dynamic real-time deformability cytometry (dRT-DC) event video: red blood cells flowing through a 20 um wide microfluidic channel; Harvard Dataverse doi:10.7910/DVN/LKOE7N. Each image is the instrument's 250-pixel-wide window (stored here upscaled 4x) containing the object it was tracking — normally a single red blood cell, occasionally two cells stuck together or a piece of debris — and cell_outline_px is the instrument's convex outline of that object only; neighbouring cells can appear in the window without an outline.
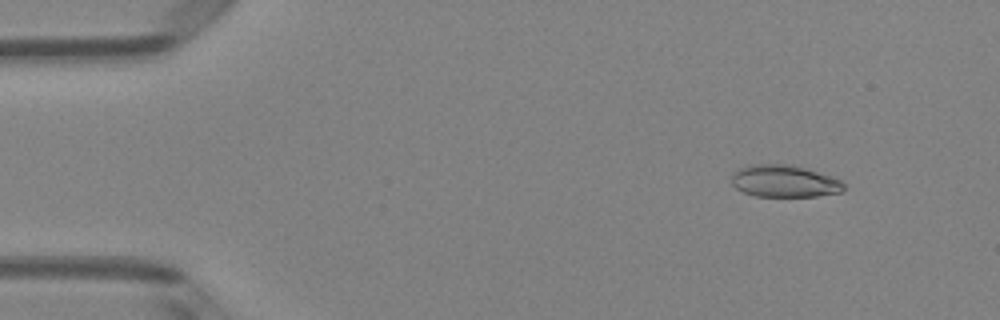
{"species": "Egyptian fruit bat (a non-hibernating species)", "species_latin": "Rousettus aegyptiacus", "temperature_condition": "room temperature", "stored_images_in_passage": 6, "camera_frame_rate_fps": 3000, "um_per_image_px": 0.085, "animal": {"sex": "female"}, "frame": {"image": 1, "passage_image": 2, "time_ms": 0.333, "image_size_px": [1000, 320], "cell_outline_px": [[844, 188], [840, 192], [816, 196], [756, 196], [744, 192], [736, 188], [732, 184], [732, 172], [748, 164], [792, 164], [832, 176], [840, 180], [844, 184]], "centroid_in_image_um": [66.65, 15.38], "position_along_channel_um": 18.4, "area_um2": 21.04}}
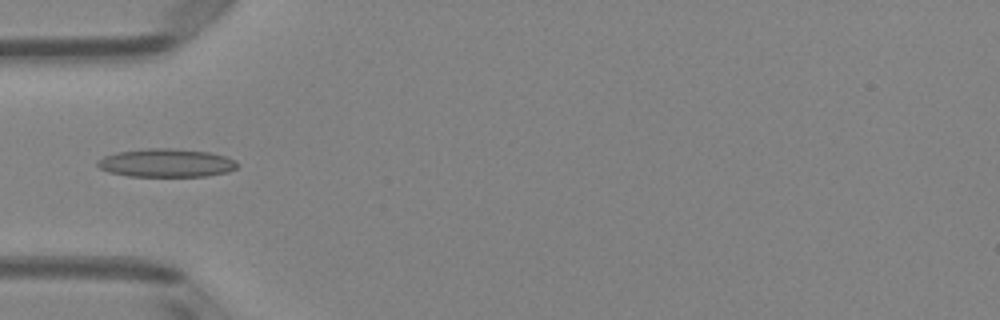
{"frame": {"image": 2, "passage_image": 5, "time_ms": 1.333, "image_size_px": [1000, 320], "cell_outline_px": [[236, 168], [228, 172], [204, 176], [128, 176], [108, 172], [100, 168], [96, 164], [104, 156], [116, 152], [148, 148], [172, 148], [208, 152], [224, 156], [236, 160]], "centroid_in_image_um": [14.12, 13.85], "position_along_channel_um": 70.9, "area_um2": 22.95}}
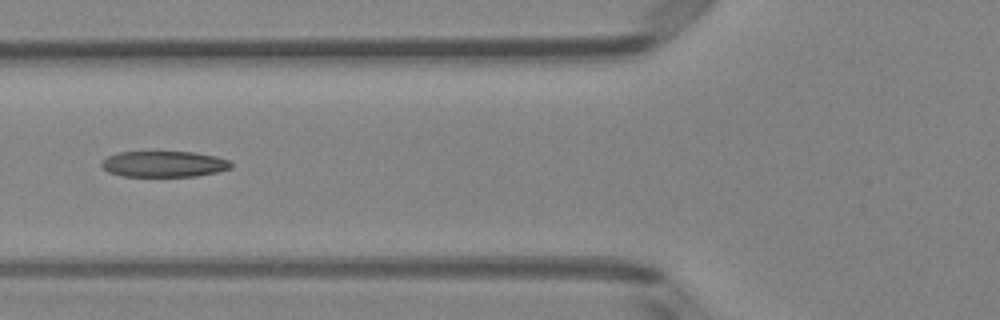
{"frame": {"image": 3, "passage_image": 6, "time_ms": 1.667, "image_size_px": [1000, 320], "cell_outline_px": [[232, 168], [220, 172], [196, 176], [120, 176], [108, 172], [100, 164], [108, 156], [120, 152], [196, 152], [216, 156], [232, 160]], "centroid_in_image_um": [14.01, 13.94], "position_along_channel_um": 111.8, "area_um2": 19.77}}